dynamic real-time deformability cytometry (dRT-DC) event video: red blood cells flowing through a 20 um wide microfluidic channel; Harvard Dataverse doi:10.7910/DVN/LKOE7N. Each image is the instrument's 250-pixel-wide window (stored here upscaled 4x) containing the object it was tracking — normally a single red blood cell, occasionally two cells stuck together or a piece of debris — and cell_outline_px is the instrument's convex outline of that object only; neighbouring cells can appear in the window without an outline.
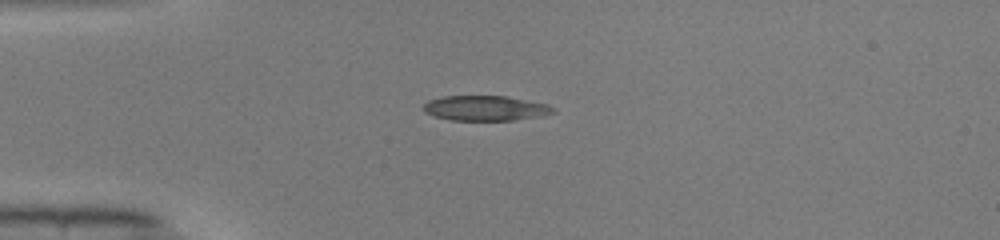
{"species": "common noctule bat (a hibernating species)", "species_latin": "Nyctalus noctula", "temperature_condition": "warm", "stored_images_in_passage": 38, "camera_frame_rate_fps": 3000, "um_per_image_px": 0.085, "animal": {"sex": "male", "body_mass_g": 19.0, "forearm_length_mm": 50.8}, "frame": {"image": 1, "passage_image": 1, "time_ms": 0.0, "image_size_px": [1000, 240], "cell_outline_px": [[556, 112], [536, 116], [512, 120], [452, 120], [436, 116], [424, 112], [424, 104], [428, 100], [444, 96], [508, 96], [548, 104], [556, 108]], "centroid_in_image_um": [41.27, 9.18], "position_along_channel_um": 43.7, "area_um2": 18.79}}
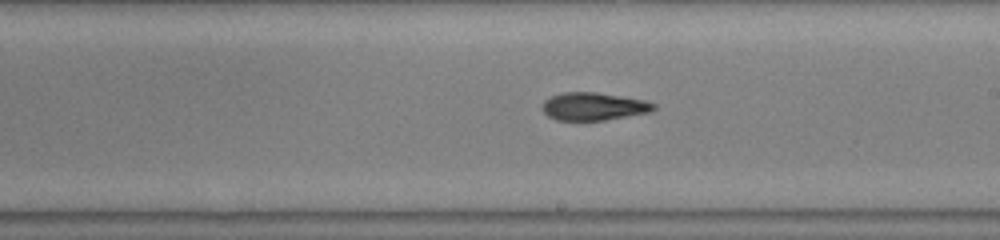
{"frame": {"image": 2, "passage_image": 17, "time_ms": 5.333, "image_size_px": [1000, 240], "cell_outline_px": [[656, 108], [648, 112], [604, 120], [556, 120], [548, 116], [544, 112], [544, 100], [552, 96], [564, 92], [596, 92], [644, 100], [656, 104]], "centroid_in_image_um": [50.45, 9.04], "position_along_channel_um": 238.5, "area_um2": 17.74}}
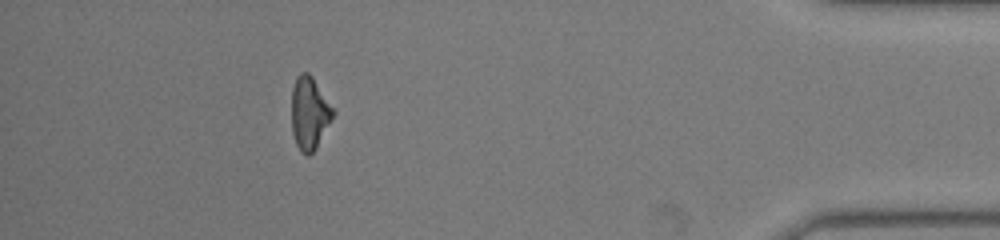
{"frame": {"image": 3, "passage_image": 33, "time_ms": 10.667, "image_size_px": [1000, 240], "cell_outline_px": [[336, 112], [316, 148], [308, 156], [300, 152], [296, 144], [292, 132], [292, 88], [296, 76], [300, 72], [308, 72], [312, 76]], "centroid_in_image_um": [26.3, 9.61], "position_along_channel_um": 408.9, "area_um2": 17.63}, "authors_computed_cell_mechanics": {"area_um2": 18.1781, "velocity_mm_per_s": 4.1134, "shape_relaxation_time_tau1_ms": 8.549, "shape_relaxation_time_tau2_ms": 2.7137, "deformation_change_tau1": 0.2635, "deformation_change_tau2": 0.0989}}